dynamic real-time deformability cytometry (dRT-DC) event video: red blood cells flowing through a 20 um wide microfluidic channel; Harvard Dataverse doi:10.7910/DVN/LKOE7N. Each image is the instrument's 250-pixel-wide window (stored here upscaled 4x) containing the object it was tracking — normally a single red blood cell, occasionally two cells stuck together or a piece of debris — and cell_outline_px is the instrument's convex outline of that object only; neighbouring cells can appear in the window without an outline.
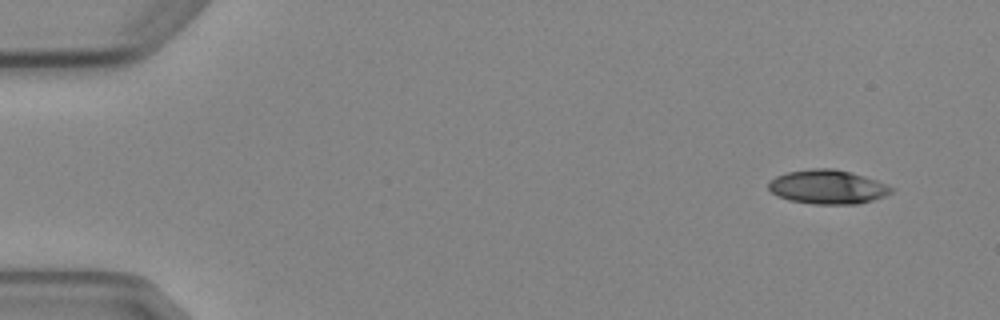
{"species": "Egyptian fruit bat (a non-hibernating species)", "species_latin": "Rousettus aegyptiacus", "temperature_condition": "cold", "stored_images_in_passage": 4, "camera_frame_rate_fps": 3000, "um_per_image_px": 0.085, "animal": {"sex": "female"}, "frame": {"image": 1, "passage_image": 1, "time_ms": 0.0, "image_size_px": [1000, 320], "cell_outline_px": [[896, 188], [892, 192], [884, 196], [872, 200], [856, 204], [812, 204], [788, 200], [776, 196], [768, 188], [768, 184], [776, 176], [788, 172], [812, 168], [832, 168], [852, 172], [876, 180]], "centroid_in_image_um": [70.35, 15.89], "position_along_channel_um": 14.6, "area_um2": 24.45}}
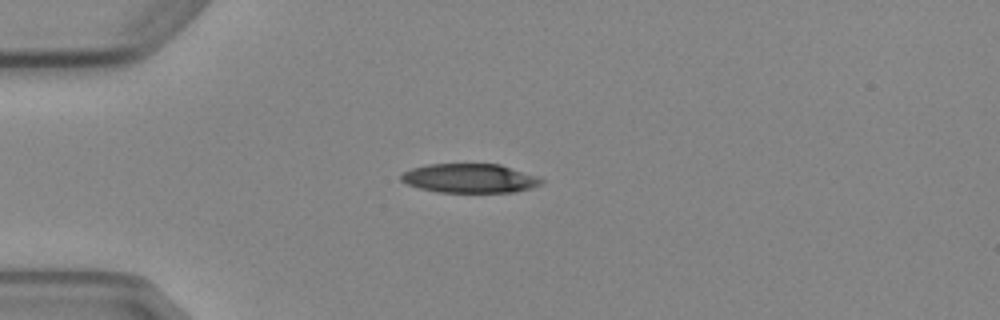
{"frame": {"image": 2, "passage_image": 4, "time_ms": 3.333, "image_size_px": [1000, 320], "cell_outline_px": [[544, 184], [532, 188], [516, 192], [436, 192], [420, 188], [408, 184], [400, 180], [400, 176], [404, 172], [412, 168], [428, 164], [500, 164], [536, 176], [544, 180]], "centroid_in_image_um": [39.95, 15.16], "position_along_channel_um": 45.0, "area_um2": 23.81}}